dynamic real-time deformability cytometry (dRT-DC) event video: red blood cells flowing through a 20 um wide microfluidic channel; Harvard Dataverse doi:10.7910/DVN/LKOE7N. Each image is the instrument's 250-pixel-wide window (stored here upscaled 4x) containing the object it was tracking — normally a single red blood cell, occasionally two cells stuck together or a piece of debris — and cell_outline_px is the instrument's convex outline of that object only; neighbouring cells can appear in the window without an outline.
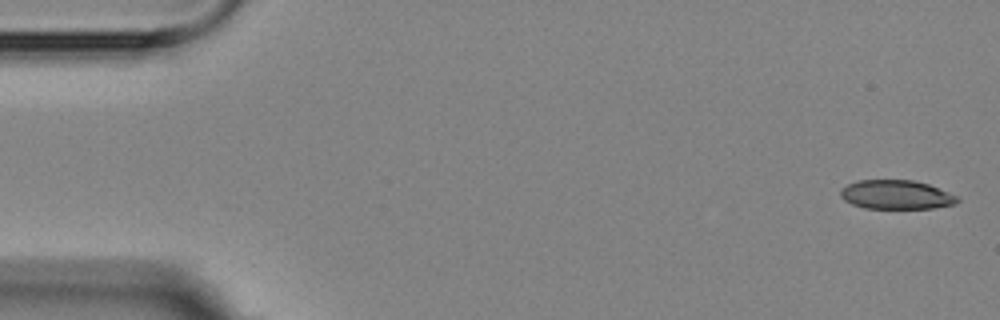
{"species": "Egyptian fruit bat (a non-hibernating species)", "species_latin": "Rousettus aegyptiacus", "temperature_condition": "room temperature", "stored_images_in_passage": 5, "camera_frame_rate_fps": 3000, "um_per_image_px": 0.085, "animal": {"sex": "female"}, "frame": {"image": 1, "passage_image": 1, "time_ms": 0.0, "image_size_px": [1000, 320], "cell_outline_px": [[960, 200], [956, 204], [932, 208], [864, 208], [852, 204], [844, 200], [840, 196], [840, 192], [848, 184], [860, 180], [916, 180], [928, 184], [948, 192], [956, 196]], "centroid_in_image_um": [76.19, 16.55], "position_along_channel_um": 8.8, "area_um2": 19.65}}
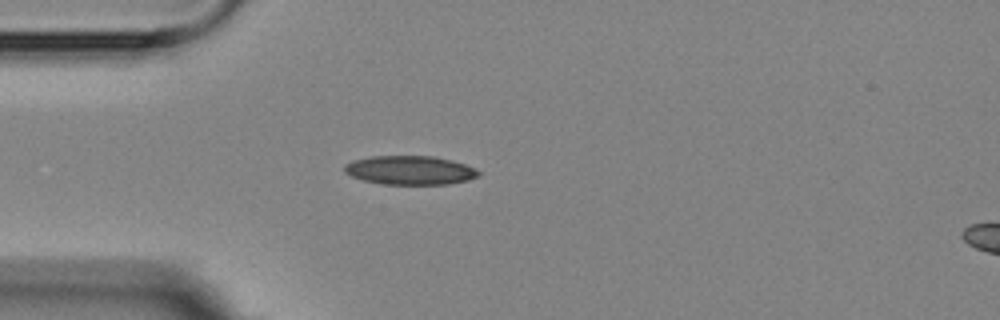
{"frame": {"image": 2, "passage_image": 5, "time_ms": 4.333, "image_size_px": [1000, 320], "cell_outline_px": [[480, 176], [468, 180], [448, 184], [384, 184], [364, 180], [352, 176], [344, 172], [344, 164], [352, 160], [372, 156], [432, 156], [452, 160], [464, 164], [480, 172]], "centroid_in_image_um": [34.83, 14.46], "position_along_channel_um": 50.2, "area_um2": 22.48}}